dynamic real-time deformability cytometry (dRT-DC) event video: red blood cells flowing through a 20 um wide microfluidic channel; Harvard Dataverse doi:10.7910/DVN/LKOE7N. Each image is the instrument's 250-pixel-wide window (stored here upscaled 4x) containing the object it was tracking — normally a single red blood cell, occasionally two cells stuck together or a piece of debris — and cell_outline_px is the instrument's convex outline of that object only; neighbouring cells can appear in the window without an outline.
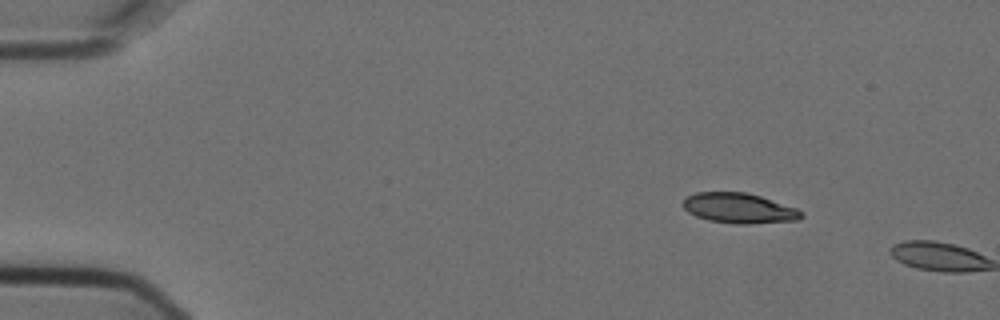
{"species": "Egyptian fruit bat (a non-hibernating species)", "species_latin": "Rousettus aegyptiacus", "temperature_condition": "cold", "stored_images_in_passage": 2, "camera_frame_rate_fps": 3000, "um_per_image_px": 0.085, "animal": {"sex": "female"}, "frame": {"image": 1, "passage_image": 1, "time_ms": 0.0, "image_size_px": [1000, 320], "cell_outline_px": [[804, 216], [800, 220], [748, 224], [736, 224], [708, 220], [696, 216], [688, 212], [680, 204], [688, 196], [696, 192], [744, 192], [760, 196], [796, 208], [804, 212]], "centroid_in_image_um": [62.82, 17.7], "position_along_channel_um": 22.2, "area_um2": 20.87}}